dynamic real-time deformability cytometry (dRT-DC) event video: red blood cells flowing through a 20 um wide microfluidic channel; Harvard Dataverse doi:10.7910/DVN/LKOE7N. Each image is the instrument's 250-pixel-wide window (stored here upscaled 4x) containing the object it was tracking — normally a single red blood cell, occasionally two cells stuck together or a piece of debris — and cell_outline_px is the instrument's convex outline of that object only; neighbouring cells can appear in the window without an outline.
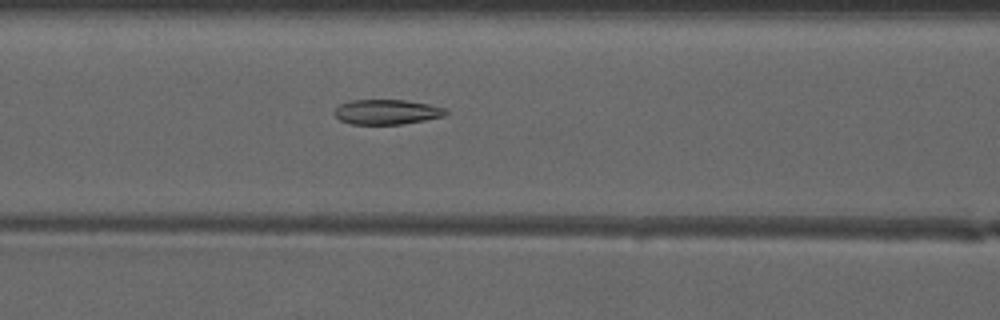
{"species": "common noctule bat (a hibernating species)", "species_latin": "Nyctalus noctula", "temperature_condition": "warm", "stored_images_in_passage": 48, "camera_frame_rate_fps": 3000, "um_per_image_px": 0.085, "animal": {"sex": "male", "forearm_length_mm": 52.5}, "frame": {"image": 1, "passage_image": 20, "time_ms": 6.333, "image_size_px": [1000, 320], "cell_outline_px": [[448, 112], [444, 116], [424, 120], [400, 124], [352, 124], [340, 120], [332, 112], [340, 104], [352, 100], [404, 100], [428, 104], [448, 108]], "centroid_in_image_um": [32.88, 9.51], "position_along_channel_um": 133.7, "area_um2": 16.13}}
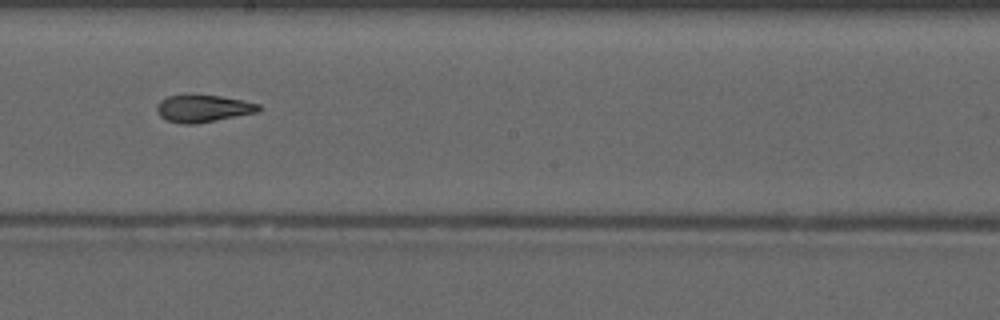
{"frame": {"image": 2, "passage_image": 27, "time_ms": 8.667, "image_size_px": [1000, 320], "cell_outline_px": [[260, 112], [216, 120], [192, 124], [184, 124], [168, 120], [160, 116], [156, 108], [160, 100], [168, 96], [188, 92], [220, 96], [260, 104]], "centroid_in_image_um": [17.24, 9.18], "position_along_channel_um": 231.0, "area_um2": 16.47}}
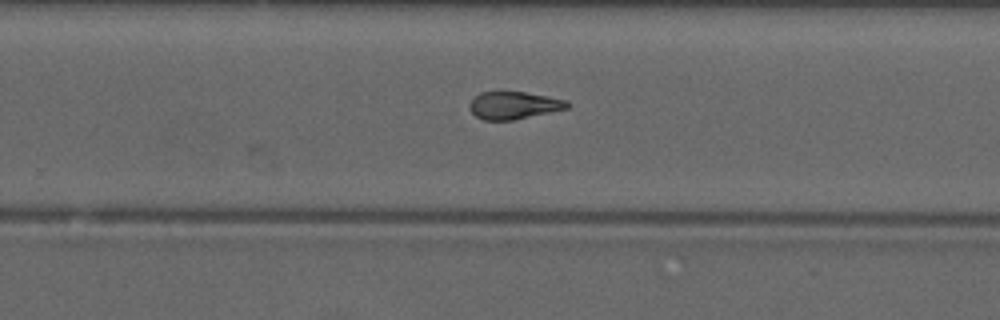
{"frame": {"image": 3, "passage_image": 31, "time_ms": 10.0, "image_size_px": [1000, 320], "cell_outline_px": [[568, 108], [516, 120], [484, 120], [476, 116], [468, 108], [468, 104], [480, 92], [524, 92], [548, 96], [568, 100]], "centroid_in_image_um": [43.67, 8.96], "position_along_channel_um": 286.1, "area_um2": 15.66}, "authors_computed_cell_mechanics": {"area_um2": 16.8198, "velocity_mm_per_s": 4.1737, "shape_relaxation_time_tau1_ms": null, "shape_relaxation_time_tau2_ms": 2.3245, "deformation_change_tau1": null, "deformation_change_tau2": 0.074}}